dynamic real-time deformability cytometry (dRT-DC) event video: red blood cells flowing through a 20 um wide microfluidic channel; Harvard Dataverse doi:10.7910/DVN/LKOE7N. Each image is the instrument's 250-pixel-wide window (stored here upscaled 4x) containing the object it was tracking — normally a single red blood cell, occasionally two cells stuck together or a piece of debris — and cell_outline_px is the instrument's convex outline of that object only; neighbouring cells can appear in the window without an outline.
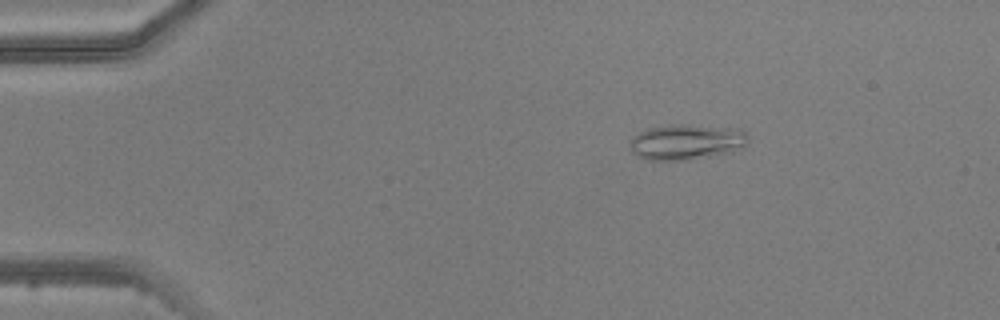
{"species": "common noctule bat (a hibernating species)", "species_latin": "Nyctalus noctula", "temperature_condition": "warm", "stored_images_in_passage": 5, "camera_frame_rate_fps": 3000, "um_per_image_px": 0.085, "animal": {"sex": "male", "body_mass_g": 20.5, "forearm_length_mm": 52.5}, "frame": {"image": 1, "passage_image": 5, "time_ms": 5.0, "image_size_px": [1000, 320], "cell_outline_px": [[748, 140], [744, 148], [732, 152], [688, 160], [644, 160], [636, 156], [632, 152], [632, 136], [648, 128], [672, 124], [680, 124], [736, 128], [744, 132], [748, 136]], "centroid_in_image_um": [58.36, 12.07], "position_along_channel_um": 26.6, "area_um2": 24.57}}